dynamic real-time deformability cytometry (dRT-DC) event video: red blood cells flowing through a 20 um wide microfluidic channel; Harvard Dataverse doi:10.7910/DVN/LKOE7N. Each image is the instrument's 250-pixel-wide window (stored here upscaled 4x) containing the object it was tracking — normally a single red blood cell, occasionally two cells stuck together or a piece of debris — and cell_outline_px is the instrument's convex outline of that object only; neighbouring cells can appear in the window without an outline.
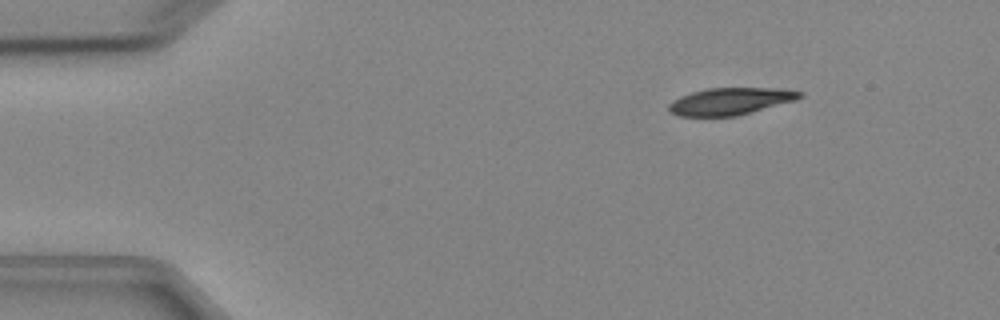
{"species": "Egyptian fruit bat (a non-hibernating species)", "species_latin": "Rousettus aegyptiacus", "temperature_condition": "cold", "stored_images_in_passage": 3, "camera_frame_rate_fps": 3000, "um_per_image_px": 0.085, "animal": {"sex": "female"}, "frame": {"image": 1, "passage_image": 1, "time_ms": 0.0, "image_size_px": [1000, 320], "cell_outline_px": [[804, 96], [796, 100], [752, 112], [736, 116], [676, 116], [668, 112], [668, 104], [672, 100], [680, 96], [692, 92], [708, 88], [784, 88], [804, 92]], "centroid_in_image_um": [62.08, 8.6], "position_along_channel_um": 22.9, "area_um2": 20.92}}